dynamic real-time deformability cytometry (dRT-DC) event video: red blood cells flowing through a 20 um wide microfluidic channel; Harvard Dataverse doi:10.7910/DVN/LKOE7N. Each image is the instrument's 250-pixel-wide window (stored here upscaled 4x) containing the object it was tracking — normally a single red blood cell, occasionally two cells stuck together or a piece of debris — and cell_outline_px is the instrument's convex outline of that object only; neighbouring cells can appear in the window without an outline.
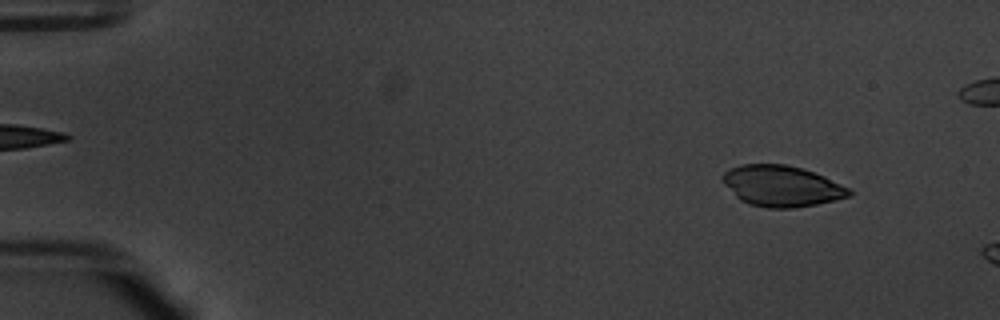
{"species": "common noctule bat (a hibernating species)", "species_latin": "Nyctalus noctula", "temperature_condition": "warm", "stored_images_in_passage": 11, "camera_frame_rate_fps": 3000, "um_per_image_px": 0.085, "animal": {"sex": "male", "body_mass_g": 20.1, "forearm_length_mm": 53.5}, "frame": {"image": 1, "passage_image": 5, "time_ms": 1.333, "image_size_px": [1000, 320], "cell_outline_px": [[852, 196], [836, 200], [816, 204], [792, 208], [768, 208], [748, 204], [740, 200], [724, 184], [720, 176], [724, 172], [732, 168], [744, 164], [784, 164], [800, 168], [824, 176], [848, 188], [852, 192]], "centroid_in_image_um": [66.43, 15.82], "position_along_channel_um": 18.6, "area_um2": 30.0}}